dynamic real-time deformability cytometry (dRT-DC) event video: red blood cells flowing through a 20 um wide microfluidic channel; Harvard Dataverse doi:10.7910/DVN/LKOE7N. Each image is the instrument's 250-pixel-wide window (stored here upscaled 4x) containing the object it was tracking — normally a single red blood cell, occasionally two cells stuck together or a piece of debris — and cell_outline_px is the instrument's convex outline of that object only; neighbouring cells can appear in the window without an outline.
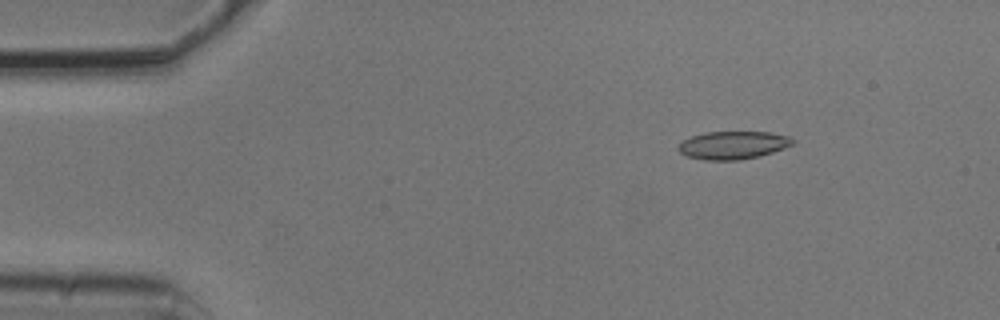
{"species": "common noctule bat (a hibernating species)", "species_latin": "Nyctalus noctula", "temperature_condition": "cold", "stored_images_in_passage": 4, "camera_frame_rate_fps": 3000, "um_per_image_px": 0.085, "animal": {"sex": "male", "body_mass_g": 20.5, "forearm_length_mm": 52.5}, "frame": {"image": 1, "passage_image": 1, "time_ms": 0.0, "image_size_px": [1000, 320], "cell_outline_px": [[796, 140], [792, 144], [784, 148], [760, 156], [740, 160], [704, 160], [688, 156], [680, 152], [676, 148], [684, 140], [692, 136], [704, 132], [768, 132], [788, 136]], "centroid_in_image_um": [62.31, 12.34], "position_along_channel_um": 22.7, "area_um2": 18.55}}
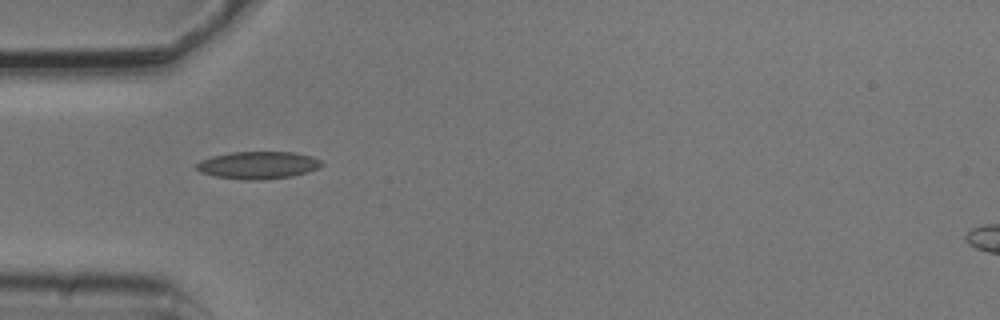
{"frame": {"image": 2, "passage_image": 3, "time_ms": 0.667, "image_size_px": [1000, 320], "cell_outline_px": [[324, 164], [320, 168], [308, 172], [292, 176], [260, 180], [244, 180], [216, 176], [200, 172], [196, 168], [196, 164], [200, 160], [212, 156], [232, 152], [296, 152], [320, 160]], "centroid_in_image_um": [21.94, 14.04], "position_along_channel_um": 63.1, "area_um2": 20.0}}
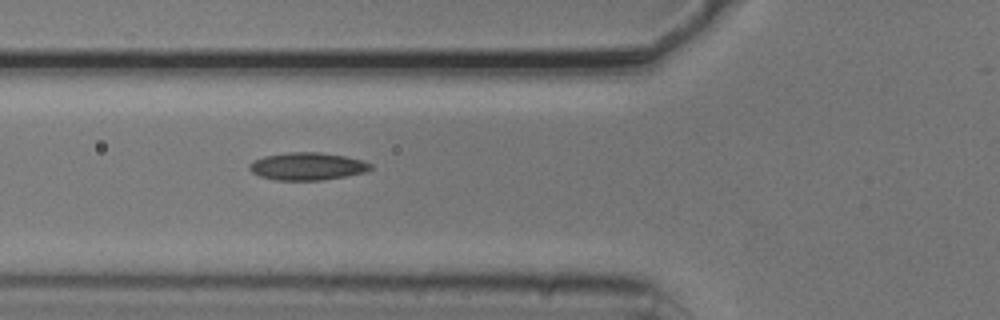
{"frame": {"image": 3, "passage_image": 4, "time_ms": 1.0, "image_size_px": [1000, 320], "cell_outline_px": [[372, 168], [364, 172], [344, 176], [320, 180], [276, 180], [260, 176], [252, 172], [248, 168], [248, 164], [252, 160], [264, 156], [288, 152], [320, 152], [344, 156], [360, 160], [372, 164]], "centroid_in_image_um": [26.06, 14.13], "position_along_channel_um": 99.7, "area_um2": 19.36}}